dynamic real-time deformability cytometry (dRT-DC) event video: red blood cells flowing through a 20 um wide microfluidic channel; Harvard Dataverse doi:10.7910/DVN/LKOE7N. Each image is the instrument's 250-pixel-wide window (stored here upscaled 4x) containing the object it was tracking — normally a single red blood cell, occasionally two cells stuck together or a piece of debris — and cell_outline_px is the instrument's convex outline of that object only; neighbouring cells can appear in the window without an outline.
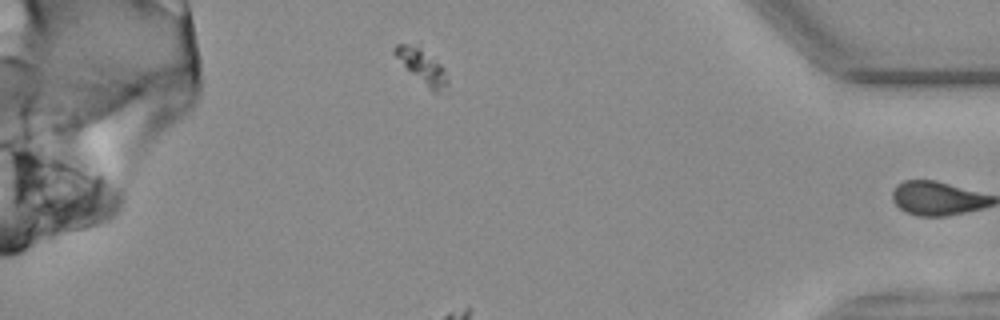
{"species": "common noctule bat (a hibernating species)", "species_latin": "Nyctalus noctula", "temperature_condition": "warm", "stored_images_in_passage": 40, "camera_frame_rate_fps": 3000, "um_per_image_px": 0.085, "animal": {"sex": "female", "body_mass_g": 25.1}, "frame": {"image": 1, "passage_image": 39, "time_ms": 12.667, "image_size_px": [1000, 320], "cell_outline_px": [[448, 96], [432, 92], [392, 52], [392, 48], [396, 44], [408, 44], [420, 48], [440, 64], [444, 68], [448, 80]], "centroid_in_image_um": [35.98, 5.74], "position_along_channel_um": 399.2, "area_um2": 10.4}}